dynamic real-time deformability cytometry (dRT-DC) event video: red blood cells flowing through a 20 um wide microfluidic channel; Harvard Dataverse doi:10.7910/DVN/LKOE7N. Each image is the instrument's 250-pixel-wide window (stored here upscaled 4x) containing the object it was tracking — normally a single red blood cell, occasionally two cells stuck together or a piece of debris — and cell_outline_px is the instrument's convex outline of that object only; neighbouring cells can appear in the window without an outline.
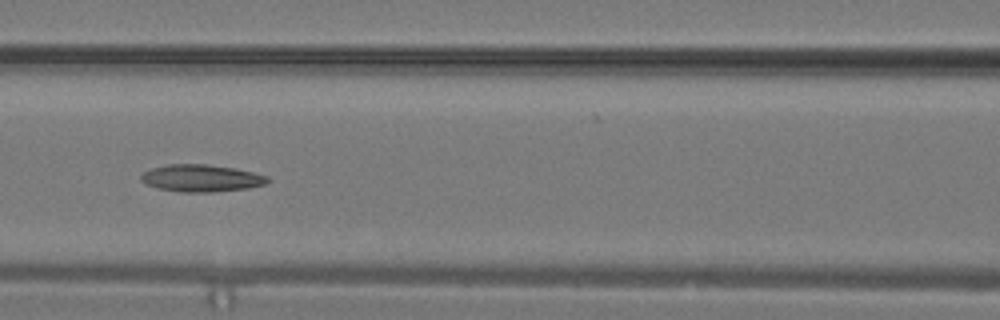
{"species": "common noctule bat (a hibernating species)", "species_latin": "Nyctalus noctula", "temperature_condition": "warm", "stored_images_in_passage": 19, "camera_frame_rate_fps": 3000, "um_per_image_px": 0.085, "animal": {"sex": "male", "body_mass_g": 19.2, "forearm_length_mm": 51.8}, "frame": {"image": 1, "passage_image": 14, "time_ms": 4.333, "image_size_px": [1000, 320], "cell_outline_px": [[272, 180], [264, 184], [248, 188], [212, 192], [180, 192], [160, 188], [148, 184], [140, 180], [140, 176], [144, 172], [152, 168], [168, 164], [204, 164], [236, 168], [268, 176]], "centroid_in_image_um": [17.14, 15.14], "position_along_channel_um": 149.5, "area_um2": 19.94}}
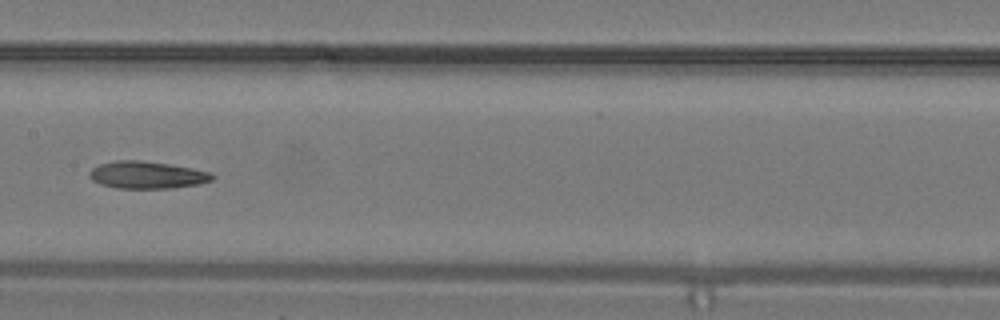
{"frame": {"image": 2, "passage_image": 16, "time_ms": 5.0, "image_size_px": [1000, 320], "cell_outline_px": [[216, 176], [212, 180], [200, 184], [172, 188], [116, 188], [100, 184], [92, 180], [88, 176], [88, 172], [92, 168], [100, 164], [116, 160], [140, 160], [168, 164], [192, 168], [212, 172]], "centroid_in_image_um": [12.5, 14.87], "position_along_channel_um": 194.9, "area_um2": 19.65}}
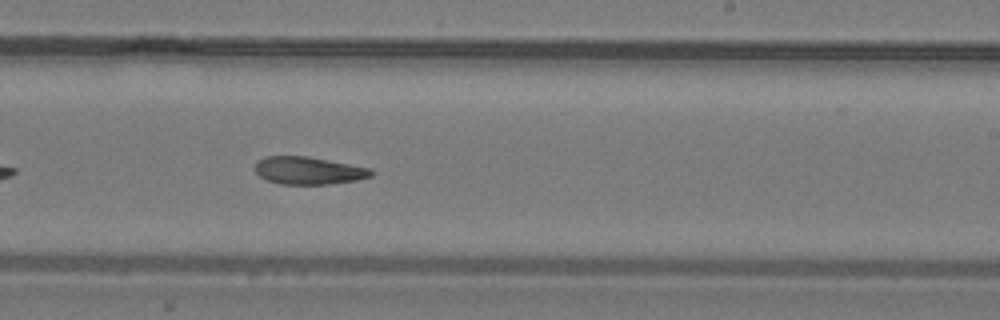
{"frame": {"image": 3, "passage_image": 19, "time_ms": 6.0, "image_size_px": [1000, 320], "cell_outline_px": [[372, 176], [356, 180], [328, 184], [280, 184], [268, 180], [260, 176], [256, 172], [256, 160], [264, 156], [308, 156], [372, 168]], "centroid_in_image_um": [26.22, 14.49], "position_along_channel_um": 262.8, "area_um2": 18.67}}